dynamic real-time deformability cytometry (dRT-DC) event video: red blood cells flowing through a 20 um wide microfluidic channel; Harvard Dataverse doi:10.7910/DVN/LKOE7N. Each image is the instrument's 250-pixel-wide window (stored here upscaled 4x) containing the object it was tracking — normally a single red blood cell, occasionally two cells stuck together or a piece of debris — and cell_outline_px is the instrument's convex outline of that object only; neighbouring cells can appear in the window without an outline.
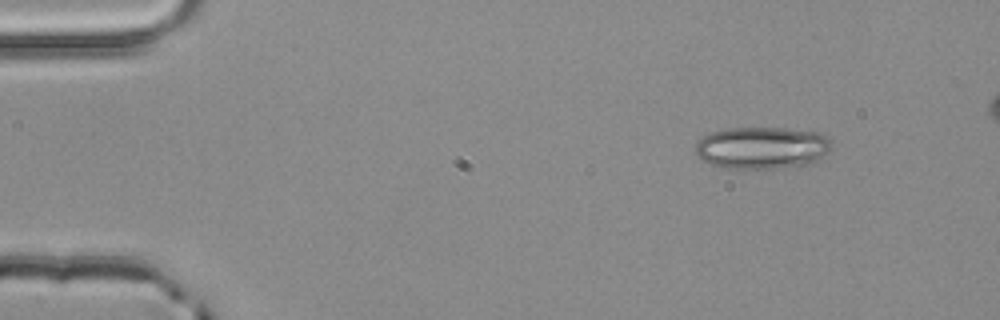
{"species": "common noctule bat (a hibernating species)", "species_latin": "Nyctalus noctula", "temperature_condition": "room temperature", "stored_images_in_passage": 4, "camera_frame_rate_fps": 3000, "um_per_image_px": 0.085, "animal": {"sex": "male", "body_mass_g": 20.4}, "frame": {"image": 1, "passage_image": 1, "time_ms": 0.0, "image_size_px": [1000, 320], "cell_outline_px": [[832, 144], [820, 160], [812, 164], [776, 168], [724, 168], [712, 164], [696, 156], [696, 140], [712, 132], [728, 128], [788, 128], [824, 132], [832, 140]], "centroid_in_image_um": [64.82, 12.55], "position_along_channel_um": 20.2, "area_um2": 33.81}}